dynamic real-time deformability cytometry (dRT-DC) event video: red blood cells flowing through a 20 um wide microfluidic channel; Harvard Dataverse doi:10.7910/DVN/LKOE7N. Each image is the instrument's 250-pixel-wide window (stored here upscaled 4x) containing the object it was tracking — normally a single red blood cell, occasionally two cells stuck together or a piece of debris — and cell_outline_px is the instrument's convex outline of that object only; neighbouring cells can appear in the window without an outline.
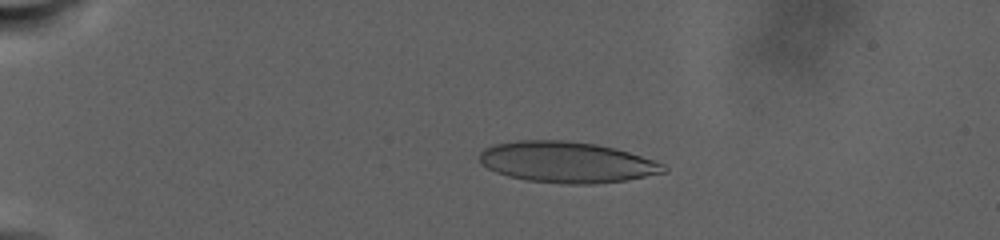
{"species": "human", "species_latin": "Homo sapiens", "temperature_condition": "warm", "stored_images_in_passage": 20, "camera_frame_rate_fps": 3000, "um_per_image_px": 0.085, "donor": {"sex": "male"}, "frame": {"image": 1, "passage_image": 8, "time_ms": 7.0, "image_size_px": [1000, 240], "cell_outline_px": [[668, 172], [628, 180], [592, 184], [564, 184], [528, 180], [508, 176], [496, 172], [488, 168], [480, 160], [480, 152], [484, 148], [492, 144], [516, 140], [564, 140], [596, 144], [616, 148], [664, 164], [668, 168]], "centroid_in_image_um": [48.19, 13.78], "position_along_channel_um": 36.8, "area_um2": 44.1}}
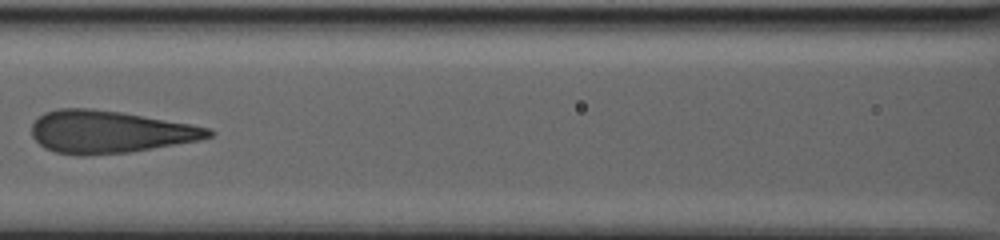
{"frame": {"image": 2, "passage_image": 17, "time_ms": 16.0, "image_size_px": [1000, 240], "cell_outline_px": [[216, 132], [212, 136], [200, 140], [128, 152], [84, 156], [80, 156], [56, 152], [44, 148], [32, 136], [32, 124], [44, 112], [56, 108], [92, 108], [120, 112], [188, 124], [208, 128]], "centroid_in_image_um": [9.27, 11.21], "position_along_channel_um": 157.3, "area_um2": 43.47}}
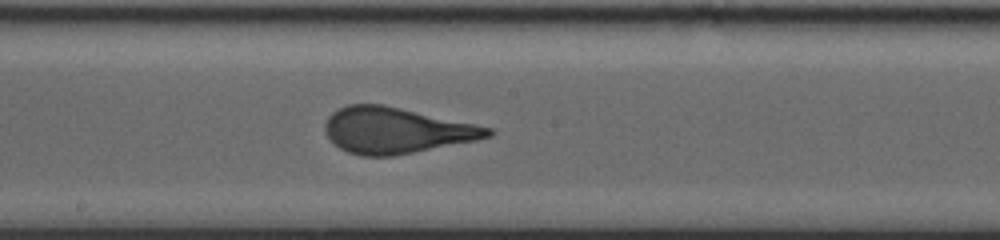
{"frame": {"image": 3, "passage_image": 20, "time_ms": 18.667, "image_size_px": [1000, 240], "cell_outline_px": [[496, 132], [492, 136], [476, 140], [392, 156], [360, 156], [348, 152], [340, 148], [324, 132], [324, 124], [328, 116], [332, 112], [348, 104], [384, 104], [476, 124], [492, 128]], "centroid_in_image_um": [33.67, 11.07], "position_along_channel_um": 214.5, "area_um2": 43.52}}